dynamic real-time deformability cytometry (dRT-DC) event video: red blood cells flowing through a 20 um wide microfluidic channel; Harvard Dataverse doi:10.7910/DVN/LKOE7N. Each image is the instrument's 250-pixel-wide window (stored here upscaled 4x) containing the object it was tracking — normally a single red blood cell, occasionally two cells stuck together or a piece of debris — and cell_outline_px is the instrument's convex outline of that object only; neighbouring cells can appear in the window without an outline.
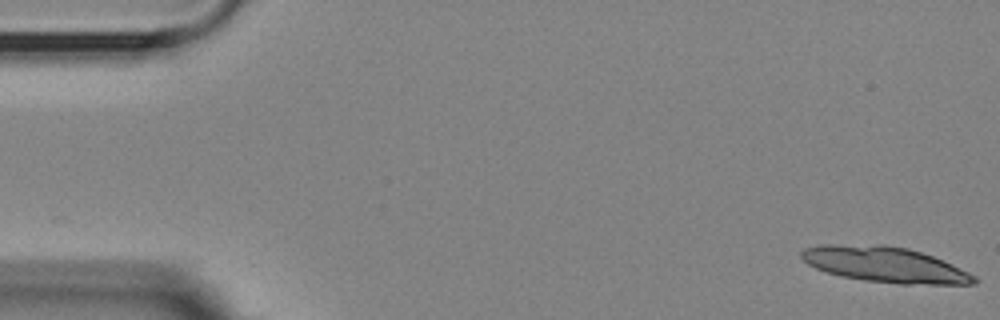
{"species": "Egyptian fruit bat (a non-hibernating species)", "species_latin": "Rousettus aegyptiacus", "temperature_condition": "room temperature", "stored_images_in_passage": 15, "camera_frame_rate_fps": 3000, "um_per_image_px": 0.085, "animal": {"sex": "female"}, "frame": {"image": 1, "passage_image": 1, "time_ms": 0.0, "image_size_px": [1000, 320], "cell_outline_px": [[980, 280], [976, 284], [900, 284], [864, 280], [840, 276], [816, 268], [808, 264], [800, 256], [800, 252], [804, 248], [820, 244], [884, 244], [908, 248], [932, 256], [952, 264], [976, 276]], "centroid_in_image_um": [75.21, 22.48], "position_along_channel_um": 9.8, "area_um2": 35.95}}